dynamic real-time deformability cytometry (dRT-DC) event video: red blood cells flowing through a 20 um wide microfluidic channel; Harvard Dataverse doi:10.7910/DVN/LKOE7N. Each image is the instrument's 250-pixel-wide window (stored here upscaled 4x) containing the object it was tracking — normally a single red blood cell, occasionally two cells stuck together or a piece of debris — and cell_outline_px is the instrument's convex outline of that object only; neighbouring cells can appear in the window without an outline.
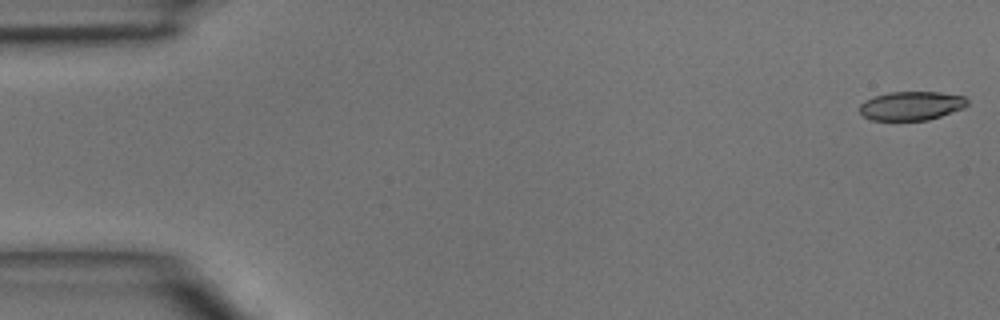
{"species": "common noctule bat (a hibernating species)", "species_latin": "Nyctalus noctula", "temperature_condition": "room temperature", "stored_images_in_passage": 4, "camera_frame_rate_fps": 3000, "um_per_image_px": 0.085, "animal": {"sex": "male", "body_mass_g": 15.6}, "frame": {"image": 1, "passage_image": 1, "time_ms": 0.0, "image_size_px": [1000, 320], "cell_outline_px": [[968, 104], [964, 108], [928, 120], [872, 120], [864, 116], [860, 112], [860, 104], [864, 100], [888, 92], [940, 92], [964, 96], [968, 100]], "centroid_in_image_um": [77.48, 8.99], "position_along_channel_um": 7.5, "area_um2": 18.09}}
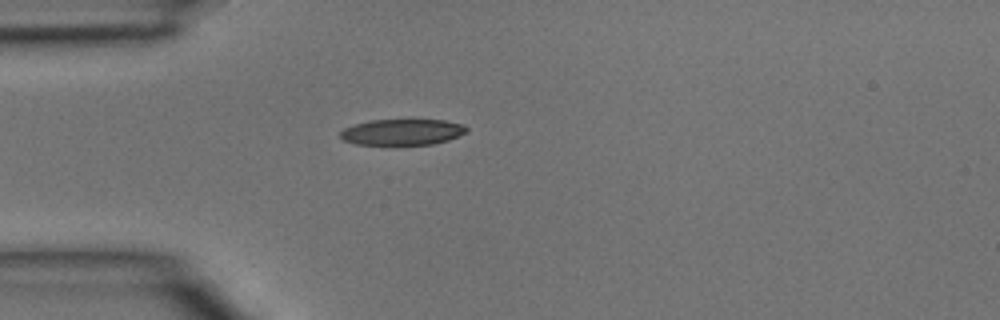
{"frame": {"image": 2, "passage_image": 4, "time_ms": 1.0, "image_size_px": [1000, 320], "cell_outline_px": [[468, 132], [448, 140], [432, 144], [356, 144], [344, 140], [340, 136], [340, 132], [344, 128], [356, 124], [372, 120], [444, 120], [464, 124], [468, 128]], "centroid_in_image_um": [34.24, 11.22], "position_along_channel_um": 50.8, "area_um2": 18.96}}